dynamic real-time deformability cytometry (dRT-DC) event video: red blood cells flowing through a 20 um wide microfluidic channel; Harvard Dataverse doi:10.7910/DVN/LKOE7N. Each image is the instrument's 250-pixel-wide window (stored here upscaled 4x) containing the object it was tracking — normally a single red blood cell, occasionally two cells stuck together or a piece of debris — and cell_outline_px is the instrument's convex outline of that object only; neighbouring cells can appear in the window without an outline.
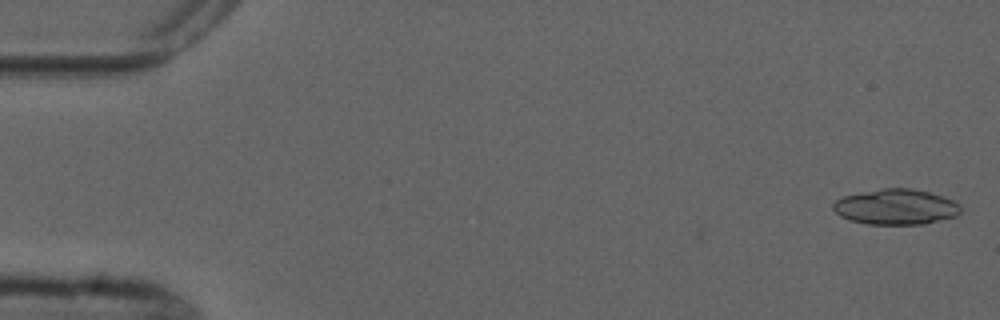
{"species": "common noctule bat (a hibernating species)", "species_latin": "Nyctalus noctula", "temperature_condition": "cold", "stored_images_in_passage": 5, "camera_frame_rate_fps": 3000, "um_per_image_px": 0.085, "animal": {"sex": "male", "forearm_length_mm": 52.5}, "frame": {"image": 1, "passage_image": 1, "time_ms": 0.0, "image_size_px": [1000, 320], "cell_outline_px": [[960, 212], [956, 216], [924, 224], [868, 224], [852, 220], [840, 216], [832, 208], [832, 204], [836, 200], [844, 196], [880, 188], [912, 188], [928, 192], [952, 200], [960, 204]], "centroid_in_image_um": [76.14, 17.58], "position_along_channel_um": 8.9, "area_um2": 26.18}}